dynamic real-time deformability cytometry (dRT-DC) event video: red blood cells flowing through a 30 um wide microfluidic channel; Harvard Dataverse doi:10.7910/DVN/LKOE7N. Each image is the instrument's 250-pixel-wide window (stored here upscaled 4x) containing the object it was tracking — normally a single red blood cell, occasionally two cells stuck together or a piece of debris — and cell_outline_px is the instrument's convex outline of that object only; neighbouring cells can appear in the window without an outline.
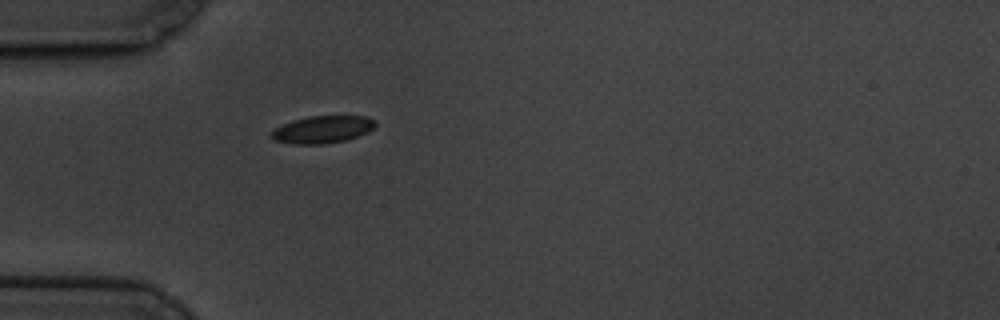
{"species": "common noctule bat (a hibernating species)", "species_latin": "Nyctalus noctula", "temperature_condition": "cold", "stored_images_in_passage": 1, "camera_frame_rate_fps": 3000, "um_per_image_px": 0.085, "animal": {"sex": "male", "body_mass_g": 19.5, "forearm_length_mm": 54.6}, "frame": {"image": 1, "passage_image": 1, "time_ms": 0.0, "image_size_px": [1000, 320], "cell_outline_px": [[376, 124], [368, 132], [348, 140], [320, 144], [292, 144], [272, 140], [272, 132], [276, 128], [292, 120], [308, 116], [368, 116], [376, 120]], "centroid_in_image_um": [27.44, 11.0], "position_along_channel_um": 57.6, "area_um2": 16.59}}